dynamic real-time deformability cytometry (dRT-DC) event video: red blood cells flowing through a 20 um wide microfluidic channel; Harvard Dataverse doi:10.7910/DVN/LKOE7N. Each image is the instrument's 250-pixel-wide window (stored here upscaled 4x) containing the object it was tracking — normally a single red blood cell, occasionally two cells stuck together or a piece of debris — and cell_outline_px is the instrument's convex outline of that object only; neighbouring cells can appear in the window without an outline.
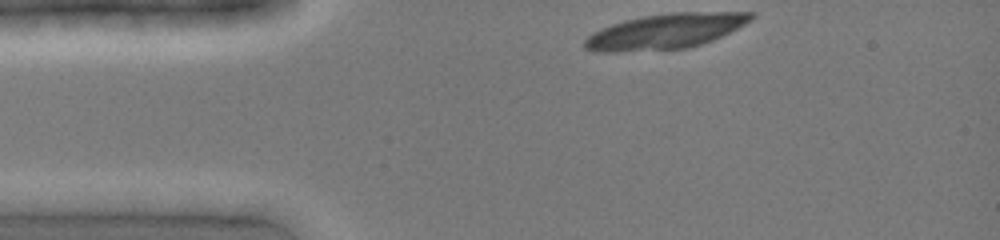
{"species": "common noctule bat (a hibernating species)", "species_latin": "Nyctalus noctula", "temperature_condition": "cold", "stored_images_in_passage": 6, "camera_frame_rate_fps": 3000, "um_per_image_px": 0.085, "animal": {"sex": "female", "body_mass_g": 19.0, "forearm_length_mm": 51.5}, "frame": {"image": 1, "passage_image": 1, "time_ms": 0.0, "image_size_px": [1000, 240], "cell_outline_px": [[756, 16], [744, 24], [712, 40], [688, 48], [616, 52], [596, 52], [584, 48], [584, 40], [592, 32], [612, 24], [624, 20], [644, 16], [672, 12], [756, 12]], "centroid_in_image_um": [56.53, 2.66], "position_along_channel_um": 28.5, "area_um2": 33.87}}